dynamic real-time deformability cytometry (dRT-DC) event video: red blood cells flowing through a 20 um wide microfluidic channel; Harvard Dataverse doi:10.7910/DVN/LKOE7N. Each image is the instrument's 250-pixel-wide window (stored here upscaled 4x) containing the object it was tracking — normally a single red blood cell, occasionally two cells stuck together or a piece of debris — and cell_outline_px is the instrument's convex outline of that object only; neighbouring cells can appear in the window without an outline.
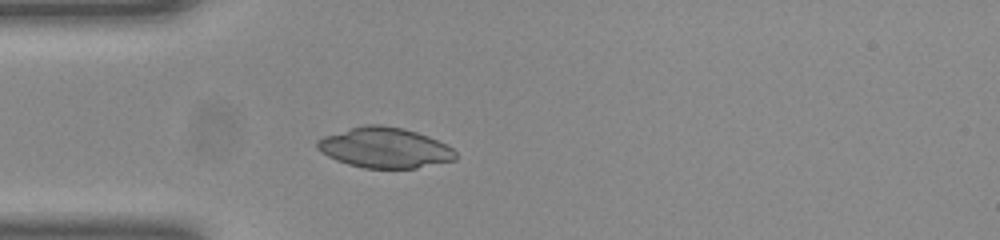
{"species": "common noctule bat (a hibernating species)", "species_latin": "Nyctalus noctula", "temperature_condition": "room temperature", "stored_images_in_passage": 37, "camera_frame_rate_fps": 3000, "um_per_image_px": 0.085, "animal": {"sex": "female", "body_mass_g": 23.0, "forearm_length_mm": 53.4}, "frame": {"image": 1, "passage_image": 1, "time_ms": 0.0, "image_size_px": [1000, 240], "cell_outline_px": [[456, 160], [416, 168], [364, 168], [348, 164], [336, 160], [320, 152], [316, 148], [316, 140], [324, 136], [364, 124], [380, 124], [404, 128], [428, 136], [448, 144], [456, 152]], "centroid_in_image_um": [32.7, 12.55], "position_along_channel_um": 52.3, "area_um2": 32.71}}
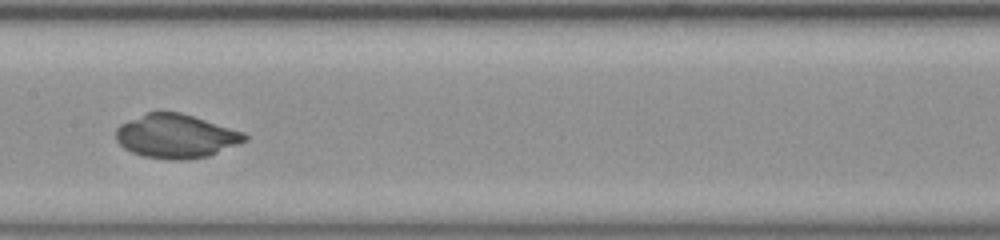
{"frame": {"image": 2, "passage_image": 12, "time_ms": 3.667, "image_size_px": [1000, 240], "cell_outline_px": [[248, 140], [208, 156], [180, 160], [172, 160], [144, 156], [132, 152], [124, 148], [116, 140], [116, 128], [120, 124], [148, 112], [180, 112], [244, 132], [248, 136]], "centroid_in_image_um": [14.96, 11.57], "position_along_channel_um": 192.4, "area_um2": 32.6}}
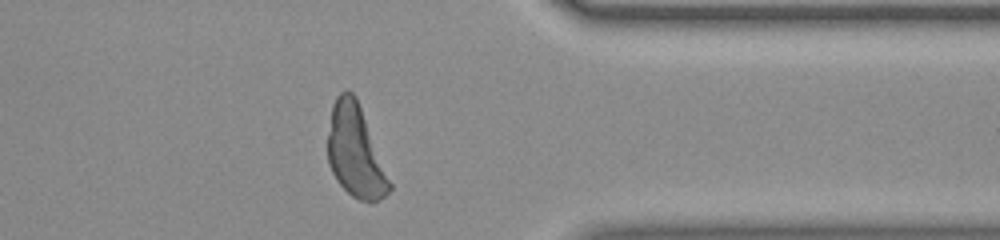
{"frame": {"image": 3, "passage_image": 27, "time_ms": 8.667, "image_size_px": [1000, 240], "cell_outline_px": [[392, 188], [384, 196], [372, 204], [360, 200], [352, 196], [336, 180], [328, 164], [328, 136], [332, 104], [336, 96], [340, 92], [348, 88], [356, 96], [392, 184]], "centroid_in_image_um": [30.2, 12.88], "position_along_channel_um": 381.2, "area_um2": 33.06}}